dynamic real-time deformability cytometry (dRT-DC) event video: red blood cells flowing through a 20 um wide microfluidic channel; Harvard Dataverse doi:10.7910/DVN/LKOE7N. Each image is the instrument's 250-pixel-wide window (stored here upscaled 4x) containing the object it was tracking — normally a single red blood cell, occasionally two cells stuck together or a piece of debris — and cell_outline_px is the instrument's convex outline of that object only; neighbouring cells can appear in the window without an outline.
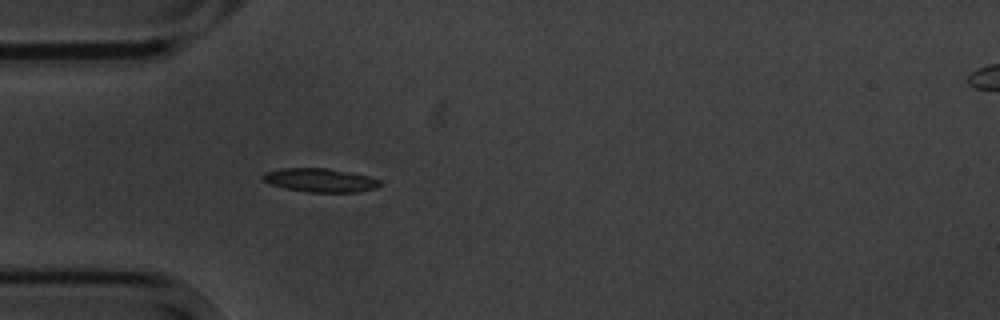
{"species": "common noctule bat (a hibernating species)", "species_latin": "Nyctalus noctula", "temperature_condition": "cold", "stored_images_in_passage": 4, "camera_frame_rate_fps": 3000, "um_per_image_px": 0.085, "animal": {"sex": "male", "body_mass_g": 20.1, "forearm_length_mm": 53.5}, "frame": {"image": 1, "passage_image": 4, "time_ms": 3.333, "image_size_px": [1000, 320], "cell_outline_px": [[380, 184], [376, 188], [356, 192], [308, 192], [284, 188], [272, 184], [264, 180], [260, 176], [264, 172], [280, 168], [328, 168], [368, 176], [380, 180]], "centroid_in_image_um": [27.18, 15.31], "position_along_channel_um": 57.8, "area_um2": 16.07}}